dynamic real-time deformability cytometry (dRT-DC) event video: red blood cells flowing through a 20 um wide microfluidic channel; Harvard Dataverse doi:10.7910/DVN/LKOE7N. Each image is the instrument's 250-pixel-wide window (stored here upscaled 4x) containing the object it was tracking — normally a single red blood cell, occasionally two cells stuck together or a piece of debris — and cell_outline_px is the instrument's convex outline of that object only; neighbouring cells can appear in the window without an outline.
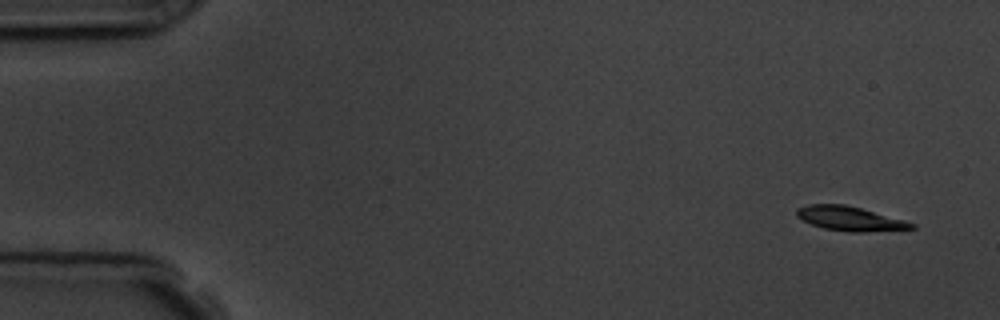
{"species": "common noctule bat (a hibernating species)", "species_latin": "Nyctalus noctula", "temperature_condition": "room temperature", "stored_images_in_passage": 5, "segment_of_instrument_passage": [1, 2], "camera_frame_rate_fps": 3000, "um_per_image_px": 0.085, "animal": {"sex": "male", "body_mass_g": 19.5, "forearm_length_mm": 54.6}, "frame": {"image": 1, "passage_image": 1, "time_ms": 0.0, "image_size_px": [1000, 320], "cell_outline_px": [[916, 228], [860, 232], [852, 232], [824, 228], [812, 224], [796, 216], [796, 208], [808, 204], [844, 204], [860, 208], [904, 220], [916, 224]], "centroid_in_image_um": [72.22, 18.57], "position_along_channel_um": 12.8, "area_um2": 16.01}}